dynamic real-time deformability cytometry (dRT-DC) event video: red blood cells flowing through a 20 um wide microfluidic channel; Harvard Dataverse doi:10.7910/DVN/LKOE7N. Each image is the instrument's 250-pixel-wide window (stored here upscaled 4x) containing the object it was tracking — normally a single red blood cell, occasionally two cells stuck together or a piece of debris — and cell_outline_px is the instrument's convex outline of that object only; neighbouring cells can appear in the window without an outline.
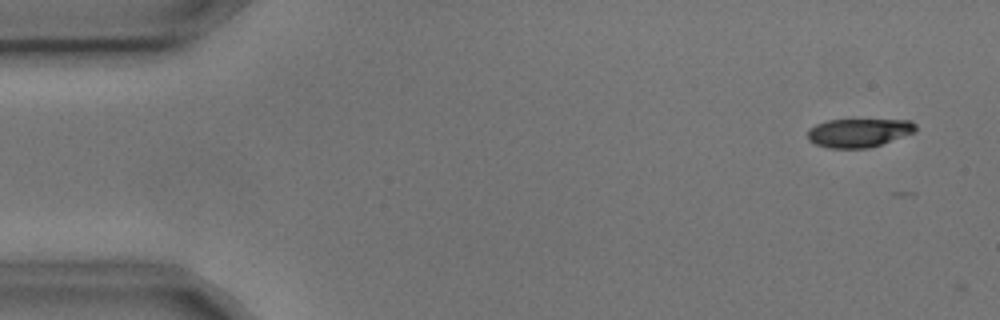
{"species": "common noctule bat (a hibernating species)", "species_latin": "Nyctalus noctula", "temperature_condition": "cold", "stored_images_in_passage": 2, "camera_frame_rate_fps": 3000, "um_per_image_px": 0.085, "animal": {"sex": "male", "body_mass_g": 17.9, "forearm_length_mm": 54.2}, "frame": {"image": 1, "passage_image": 1, "time_ms": 0.0, "image_size_px": [1000, 320], "cell_outline_px": [[916, 128], [912, 132], [880, 144], [868, 148], [828, 148], [816, 144], [808, 140], [808, 128], [816, 124], [828, 120], [912, 120], [916, 124]], "centroid_in_image_um": [72.94, 11.28], "position_along_channel_um": 12.1, "area_um2": 17.74}}